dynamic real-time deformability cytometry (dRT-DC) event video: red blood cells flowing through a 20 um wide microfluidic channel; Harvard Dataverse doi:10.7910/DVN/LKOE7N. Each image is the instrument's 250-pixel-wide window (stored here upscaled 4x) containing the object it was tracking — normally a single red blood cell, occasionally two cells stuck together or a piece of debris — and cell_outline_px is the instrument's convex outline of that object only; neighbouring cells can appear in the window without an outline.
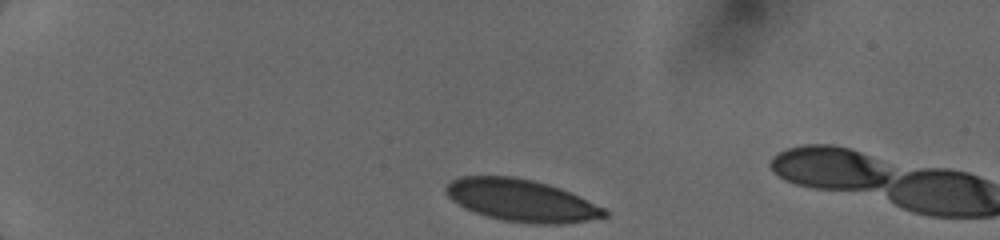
{"species": "human", "species_latin": "Homo sapiens", "temperature_condition": "cold", "stored_images_in_passage": 11, "camera_frame_rate_fps": 3000, "um_per_image_px": 0.085, "donor": {"sex": "female"}, "frame": {"image": 1, "passage_image": 1, "time_ms": 0.0, "image_size_px": [1000, 240], "cell_outline_px": [[608, 216], [560, 224], [532, 224], [500, 220], [484, 216], [464, 208], [452, 200], [444, 192], [444, 188], [452, 180], [460, 176], [516, 176], [548, 184], [560, 188], [604, 208], [608, 212]], "centroid_in_image_um": [44.26, 17.03], "position_along_channel_um": 40.7, "area_um2": 38.9}}